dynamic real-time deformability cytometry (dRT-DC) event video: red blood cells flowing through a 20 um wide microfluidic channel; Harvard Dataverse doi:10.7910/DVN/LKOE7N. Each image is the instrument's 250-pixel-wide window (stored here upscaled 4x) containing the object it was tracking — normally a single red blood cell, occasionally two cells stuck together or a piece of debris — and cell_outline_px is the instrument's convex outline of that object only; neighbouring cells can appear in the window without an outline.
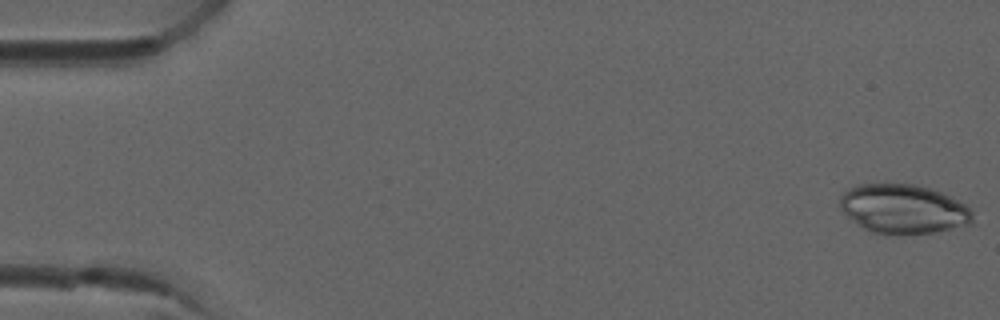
{"species": "common noctule bat (a hibernating species)", "species_latin": "Nyctalus noctula", "temperature_condition": "room temperature", "stored_images_in_passage": 6, "camera_frame_rate_fps": 3000, "um_per_image_px": 0.085, "animal": {"sex": "male", "forearm_length_mm": 52.5}, "frame": {"image": 1, "passage_image": 1, "time_ms": 0.0, "image_size_px": [1000, 320], "cell_outline_px": [[972, 224], [932, 232], [872, 232], [864, 228], [848, 216], [840, 208], [840, 196], [848, 188], [856, 184], [912, 184], [928, 188], [940, 192], [964, 204], [972, 212]], "centroid_in_image_um": [76.76, 17.73], "position_along_channel_um": 8.2, "area_um2": 37.05}}